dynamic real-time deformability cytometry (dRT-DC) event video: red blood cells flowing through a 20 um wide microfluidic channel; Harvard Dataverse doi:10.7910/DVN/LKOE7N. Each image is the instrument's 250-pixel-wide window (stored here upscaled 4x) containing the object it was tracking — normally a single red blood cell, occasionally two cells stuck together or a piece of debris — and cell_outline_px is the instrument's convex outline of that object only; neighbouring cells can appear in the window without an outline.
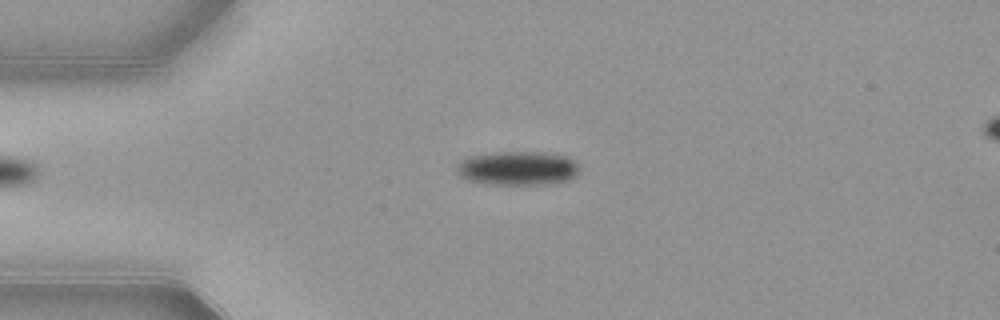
{"species": "common noctule bat (a hibernating species)", "species_latin": "Nyctalus noctula", "temperature_condition": "warm", "stored_images_in_passage": 53, "camera_frame_rate_fps": 3000, "um_per_image_px": 0.085, "animal": {"sex": "female", "body_mass_g": 21.9}, "frame": {"image": 1, "passage_image": 13, "time_ms": 4.0, "image_size_px": [1000, 320], "cell_outline_px": [[580, 172], [572, 180], [544, 184], [484, 184], [468, 180], [460, 176], [456, 172], [456, 164], [472, 156], [492, 152], [544, 152], [568, 156], [576, 160], [580, 164]], "centroid_in_image_um": [44.08, 14.3], "position_along_channel_um": 40.9, "area_um2": 24.74}}
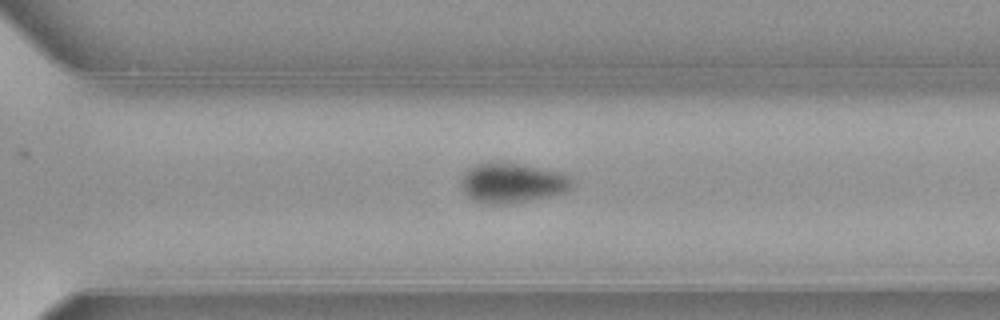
{"frame": {"image": 2, "passage_image": 37, "time_ms": 12.0, "image_size_px": [1000, 320], "cell_outline_px": [[572, 188], [564, 192], [548, 196], [528, 200], [504, 204], [484, 204], [472, 200], [464, 192], [460, 180], [464, 172], [472, 164], [484, 160], [508, 160], [564, 172], [572, 176]], "centroid_in_image_um": [43.51, 15.47], "position_along_channel_um": 327.1, "area_um2": 26.93}}
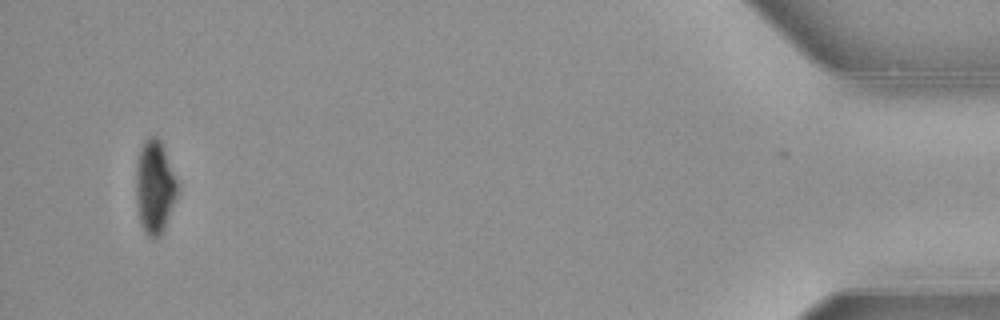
{"frame": {"image": 3, "passage_image": 51, "time_ms": 16.667, "image_size_px": [1000, 320], "cell_outline_px": [[180, 188], [164, 228], [160, 236], [156, 240], [152, 240], [144, 232], [140, 220], [136, 200], [136, 160], [140, 148], [144, 140], [148, 136], [156, 136], [160, 140]], "centroid_in_image_um": [13.14, 15.9], "position_along_channel_um": 422.1, "area_um2": 22.66}, "authors_computed_cell_mechanics": {"area_um2": 25.0852, "velocity_mm_per_s": 3.8882, "shape_relaxation_time_tau1_ms": 2.5064, "shape_relaxation_time_tau2_ms": null, "deformation_change_tau1": 0.1079, "deformation_change_tau2": null}}